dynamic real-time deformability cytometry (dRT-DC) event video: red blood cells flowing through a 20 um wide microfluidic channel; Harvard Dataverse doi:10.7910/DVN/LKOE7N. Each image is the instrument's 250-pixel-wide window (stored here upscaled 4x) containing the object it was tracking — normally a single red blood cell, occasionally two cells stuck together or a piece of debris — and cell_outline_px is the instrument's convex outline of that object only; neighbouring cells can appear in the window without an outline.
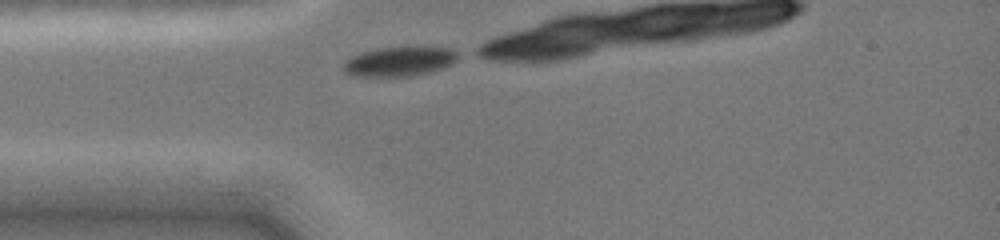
{"species": "common noctule bat (a hibernating species)", "species_latin": "Nyctalus noctula", "temperature_condition": "cold", "stored_images_in_passage": 9, "camera_frame_rate_fps": 3000, "um_per_image_px": 0.085, "animal": {"sex": "female", "body_mass_g": 19.0, "forearm_length_mm": 51.5}, "frame": {"image": 1, "passage_image": 1, "time_ms": 0.0, "image_size_px": [1000, 240], "cell_outline_px": [[460, 52], [456, 60], [452, 64], [428, 72], [408, 76], [352, 76], [344, 72], [344, 60], [360, 52], [380, 48], [420, 44], [424, 44], [452, 48]], "centroid_in_image_um": [34.01, 5.16], "position_along_channel_um": 51.0, "area_um2": 20.46}}
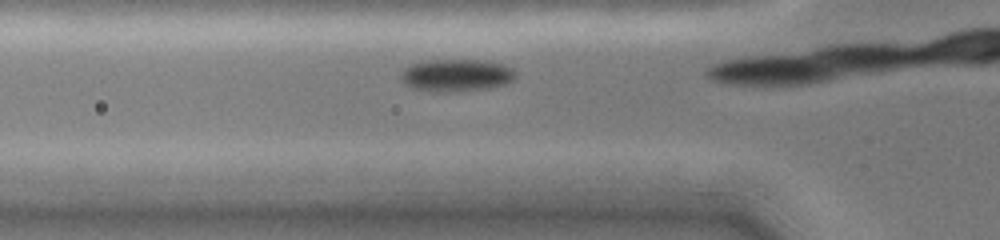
{"frame": {"image": 2, "passage_image": 4, "time_ms": 1.0, "image_size_px": [1000, 240], "cell_outline_px": [[516, 76], [512, 80], [504, 84], [488, 88], [460, 92], [432, 92], [412, 88], [404, 84], [400, 76], [404, 68], [412, 64], [424, 60], [488, 60], [504, 64], [512, 68], [516, 72]], "centroid_in_image_um": [38.78, 6.4], "position_along_channel_um": 87.0, "area_um2": 22.02}}